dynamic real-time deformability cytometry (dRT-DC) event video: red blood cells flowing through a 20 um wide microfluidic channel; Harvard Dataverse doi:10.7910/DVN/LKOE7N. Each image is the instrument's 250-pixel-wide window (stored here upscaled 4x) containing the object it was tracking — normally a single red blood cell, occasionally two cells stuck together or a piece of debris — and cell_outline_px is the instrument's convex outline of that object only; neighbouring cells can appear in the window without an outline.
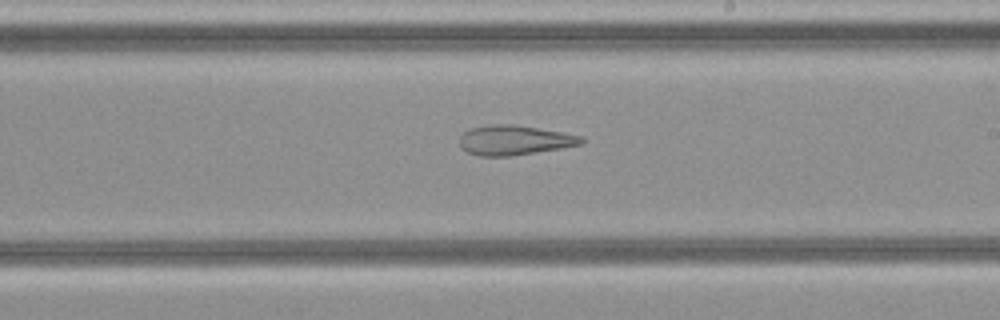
{"species": "common noctule bat (a hibernating species)", "species_latin": "Nyctalus noctula", "temperature_condition": "cold", "stored_images_in_passage": 31, "camera_frame_rate_fps": 3000, "um_per_image_px": 0.085, "animal": {"sex": "female", "body_mass_g": 21.9}, "frame": {"image": 1, "passage_image": 22, "time_ms": 7.0, "image_size_px": [1000, 320], "cell_outline_px": [[584, 144], [512, 156], [480, 156], [468, 152], [460, 148], [460, 136], [468, 128], [492, 124], [512, 124], [564, 132], [584, 136]], "centroid_in_image_um": [43.73, 11.91], "position_along_channel_um": 245.3, "area_um2": 21.27}}